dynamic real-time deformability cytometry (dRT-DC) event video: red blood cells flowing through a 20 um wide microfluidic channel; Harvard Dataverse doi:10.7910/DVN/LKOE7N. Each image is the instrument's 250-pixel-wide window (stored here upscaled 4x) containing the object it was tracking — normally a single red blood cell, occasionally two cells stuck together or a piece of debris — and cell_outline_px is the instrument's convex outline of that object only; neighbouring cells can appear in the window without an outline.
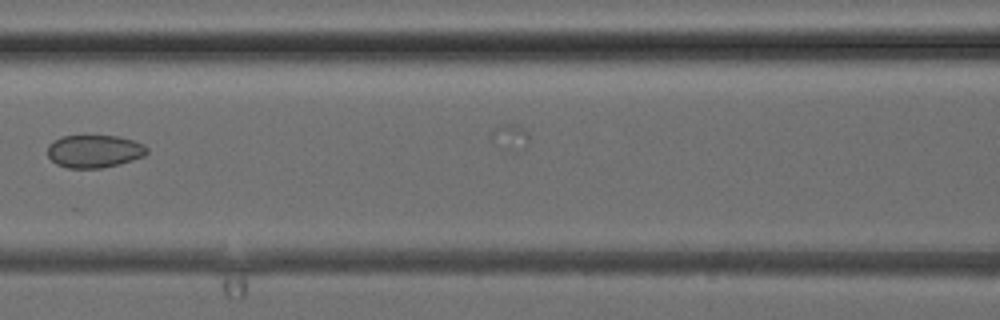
{"species": "common noctule bat (a hibernating species)", "species_latin": "Nyctalus noctula", "temperature_condition": "cold", "stored_images_in_passage": 5, "camera_frame_rate_fps": 3000, "um_per_image_px": 0.085, "animal": {"sex": "female", "body_mass_g": 24.6, "forearm_length_mm": 56.2}, "frame": {"image": 1, "passage_image": 5, "time_ms": 5.667, "image_size_px": [1000, 320], "cell_outline_px": [[148, 152], [144, 156], [120, 164], [100, 168], [68, 168], [56, 164], [48, 156], [48, 144], [64, 136], [120, 136], [144, 144], [148, 148]], "centroid_in_image_um": [8.04, 12.86], "position_along_channel_um": 158.6, "area_um2": 18.96}}